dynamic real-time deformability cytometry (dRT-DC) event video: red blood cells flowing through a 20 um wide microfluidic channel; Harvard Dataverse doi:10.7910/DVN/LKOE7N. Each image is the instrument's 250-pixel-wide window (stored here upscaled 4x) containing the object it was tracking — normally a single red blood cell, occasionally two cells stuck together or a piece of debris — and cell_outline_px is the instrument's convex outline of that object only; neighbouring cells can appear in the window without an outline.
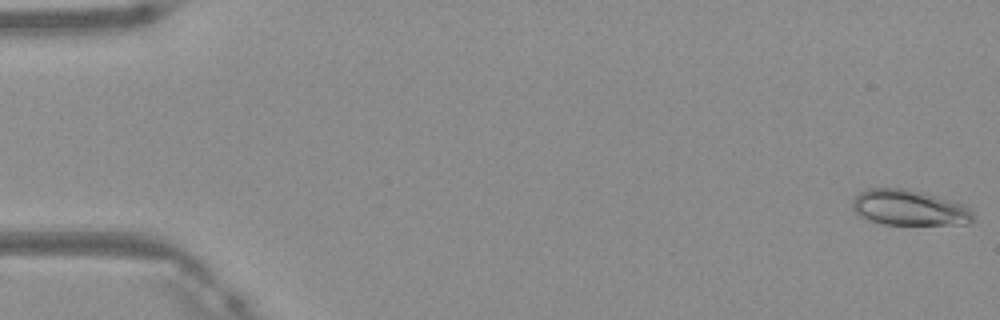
{"species": "Egyptian fruit bat (a non-hibernating species)", "species_latin": "Rousettus aegyptiacus", "temperature_condition": "warm", "stored_images_in_passage": 49, "camera_frame_rate_fps": 3000, "um_per_image_px": 0.085, "frame": {"image": 1, "passage_image": 1, "time_ms": 0.0, "image_size_px": [1000, 320], "cell_outline_px": [[972, 220], [968, 224], [884, 224], [860, 216], [852, 208], [852, 200], [860, 192], [868, 188], [904, 188], [936, 196], [964, 204], [972, 212]], "centroid_in_image_um": [77.26, 17.65], "position_along_channel_um": 7.7, "area_um2": 24.68}}
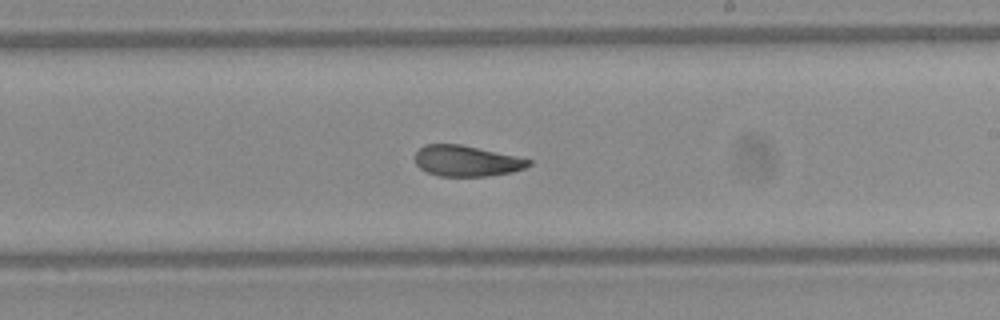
{"frame": {"image": 2, "passage_image": 29, "time_ms": 9.333, "image_size_px": [1000, 320], "cell_outline_px": [[532, 164], [524, 168], [512, 172], [488, 176], [440, 176], [428, 172], [420, 168], [416, 164], [416, 152], [424, 144], [460, 144], [516, 156], [532, 160]], "centroid_in_image_um": [39.66, 13.68], "position_along_channel_um": 249.3, "area_um2": 20.29}}
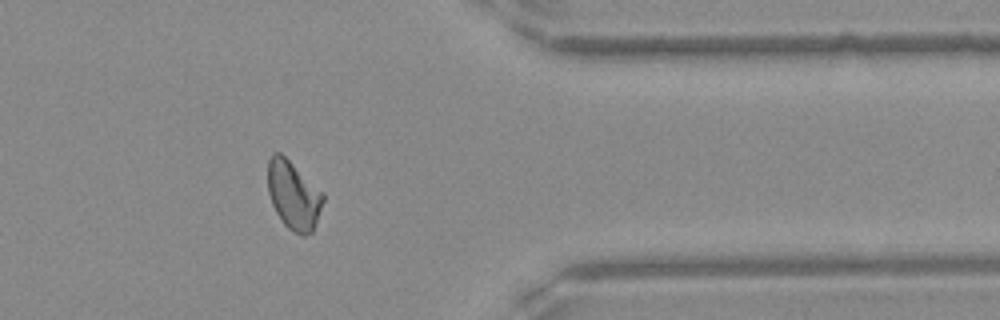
{"frame": {"image": 3, "passage_image": 40, "time_ms": 13.0, "image_size_px": [1000, 320], "cell_outline_px": [[324, 200], [312, 232], [304, 236], [300, 236], [288, 228], [284, 224], [276, 212], [272, 204], [268, 192], [268, 160], [272, 152], [280, 152], [324, 192]], "centroid_in_image_um": [24.94, 16.58], "position_along_channel_um": 386.5, "area_um2": 22.08}, "authors_computed_cell_mechanics": {"area_um2": 22.0218, "velocity_mm_per_s": 4.1634, "shape_relaxation_time_tau1_ms": 9.4066, "shape_relaxation_time_tau2_ms": 2.2616, "deformation_change_tau1": 0.2103, "deformation_change_tau2": 0.0771}}